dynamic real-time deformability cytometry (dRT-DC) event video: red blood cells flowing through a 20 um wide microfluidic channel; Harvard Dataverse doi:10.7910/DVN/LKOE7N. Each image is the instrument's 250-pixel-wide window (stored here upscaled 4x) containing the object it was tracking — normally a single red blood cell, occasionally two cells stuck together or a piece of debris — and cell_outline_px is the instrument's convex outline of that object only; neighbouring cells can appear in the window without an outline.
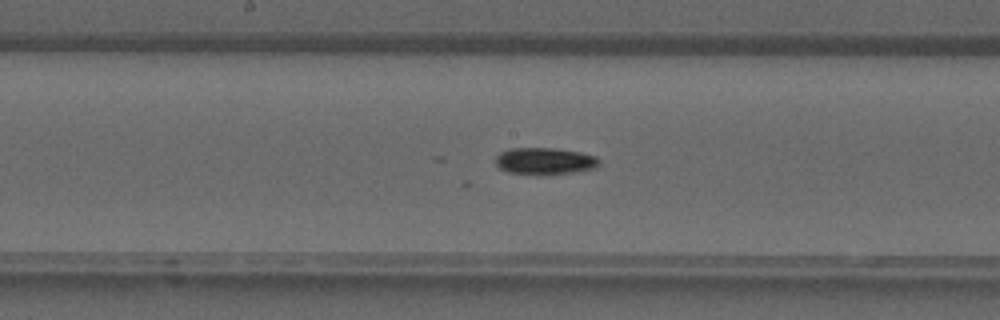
{"species": "common noctule bat (a hibernating species)", "species_latin": "Nyctalus noctula", "temperature_condition": "warm", "stored_images_in_passage": 41, "segment_of_instrument_passage": [1, 2], "camera_frame_rate_fps": 3000, "um_per_image_px": 0.085, "animal": {"sex": "male", "forearm_length_mm": 52.5}, "frame": {"image": 1, "passage_image": 21, "time_ms": 6.667, "image_size_px": [1000, 320], "cell_outline_px": [[600, 164], [596, 168], [572, 172], [544, 176], [508, 172], [500, 168], [496, 164], [496, 156], [500, 152], [512, 148], [552, 148], [580, 152], [596, 156], [600, 160]], "centroid_in_image_um": [46.32, 13.7], "position_along_channel_um": 201.9, "area_um2": 16.42}}
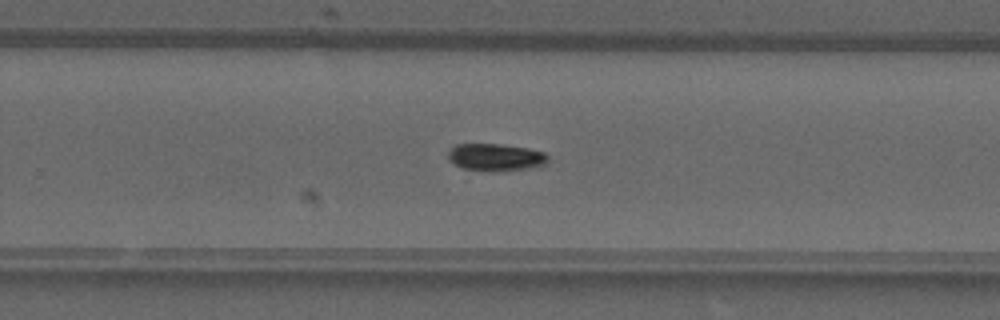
{"frame": {"image": 2, "passage_image": 26, "time_ms": 8.333, "image_size_px": [1000, 320], "cell_outline_px": [[548, 160], [544, 164], [528, 168], [496, 172], [492, 172], [460, 168], [448, 160], [448, 152], [452, 144], [500, 144], [528, 148], [544, 152], [548, 156]], "centroid_in_image_um": [42.07, 13.37], "position_along_channel_um": 287.7, "area_um2": 16.13}}
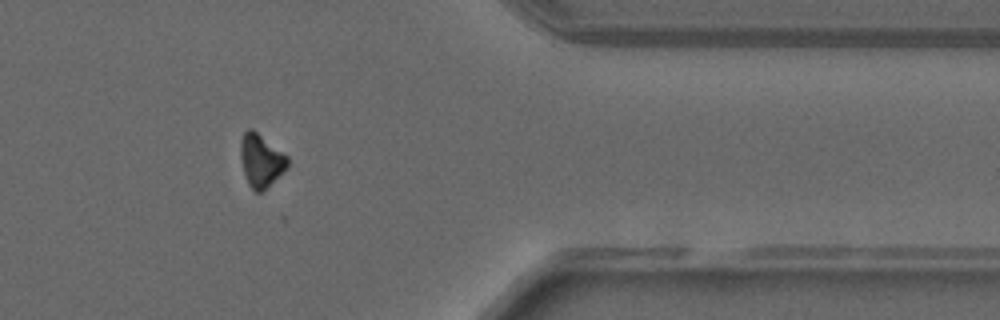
{"frame": {"image": 3, "passage_image": 33, "time_ms": 10.667, "image_size_px": [1000, 320], "cell_outline_px": [[288, 168], [260, 192], [256, 192], [248, 184], [244, 172], [240, 156], [240, 140], [244, 132], [248, 128], [252, 128], [284, 152], [288, 156]], "centroid_in_image_um": [22.19, 13.6], "position_along_channel_um": 389.2, "area_um2": 14.51}}